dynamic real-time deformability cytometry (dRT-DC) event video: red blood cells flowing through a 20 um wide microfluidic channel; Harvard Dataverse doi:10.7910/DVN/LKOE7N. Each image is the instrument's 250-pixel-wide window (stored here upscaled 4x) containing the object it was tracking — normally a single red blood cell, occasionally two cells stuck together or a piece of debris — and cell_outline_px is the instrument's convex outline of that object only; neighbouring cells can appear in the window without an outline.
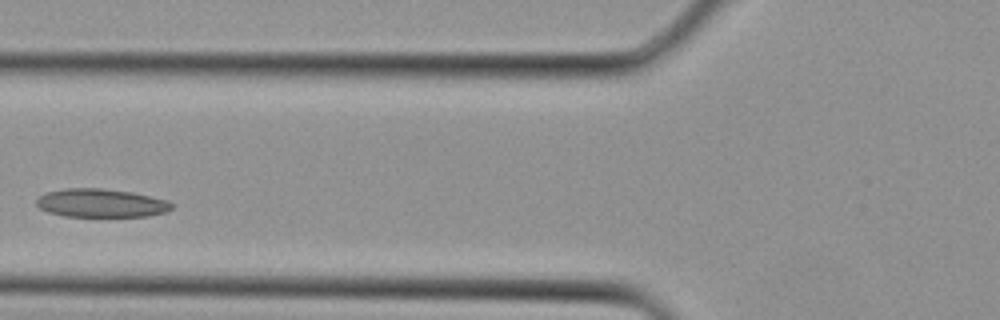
{"species": "Egyptian fruit bat (a non-hibernating species)", "species_latin": "Rousettus aegyptiacus", "temperature_condition": "cold", "stored_images_in_passage": 4, "camera_frame_rate_fps": 3000, "um_per_image_px": 0.085, "animal": {"sex": "female"}, "frame": {"image": 1, "passage_image": 4, "time_ms": 1.0, "image_size_px": [1000, 320], "cell_outline_px": [[176, 204], [168, 212], [148, 216], [64, 216], [48, 212], [40, 208], [36, 204], [36, 200], [44, 192], [64, 188], [100, 188], [132, 192], [168, 200]], "centroid_in_image_um": [8.62, 17.25], "position_along_channel_um": 117.2, "area_um2": 22.6}}